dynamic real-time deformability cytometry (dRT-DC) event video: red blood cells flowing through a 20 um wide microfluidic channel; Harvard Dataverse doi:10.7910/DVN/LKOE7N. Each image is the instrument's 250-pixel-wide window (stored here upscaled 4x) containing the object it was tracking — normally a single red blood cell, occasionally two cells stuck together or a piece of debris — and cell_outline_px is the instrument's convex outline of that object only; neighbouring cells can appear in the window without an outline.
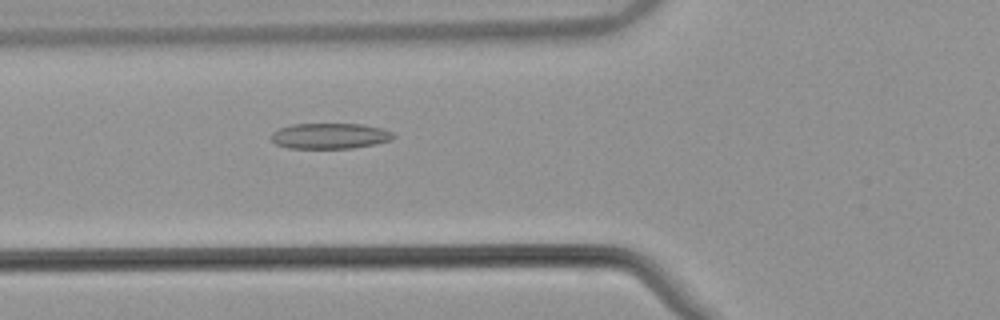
{"species": "common noctule bat (a hibernating species)", "species_latin": "Nyctalus noctula", "temperature_condition": "warm", "stored_images_in_passage": 53, "camera_frame_rate_fps": 3000, "um_per_image_px": 0.085, "animal": {"sex": "male", "body_mass_g": 21.5, "forearm_length_mm": 52.0}, "frame": {"image": 1, "passage_image": 20, "time_ms": 6.333, "image_size_px": [1000, 320], "cell_outline_px": [[396, 136], [392, 140], [376, 144], [352, 148], [288, 148], [276, 144], [268, 136], [272, 132], [280, 128], [292, 124], [360, 124], [384, 128], [392, 132]], "centroid_in_image_um": [28.05, 11.55], "position_along_channel_um": 97.8, "area_um2": 18.44}}
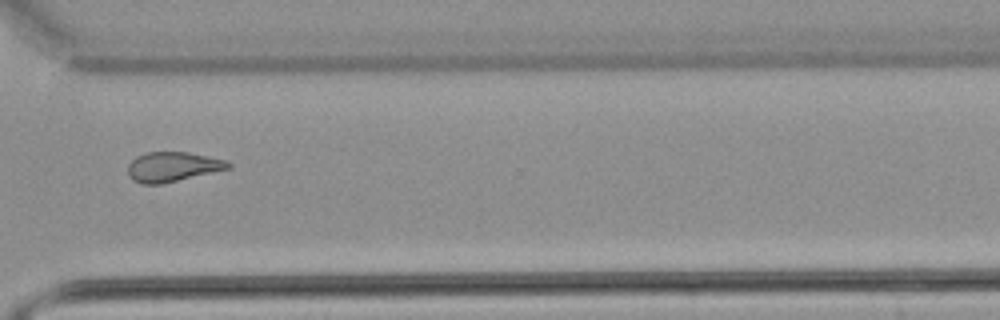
{"frame": {"image": 2, "passage_image": 40, "time_ms": 13.0, "image_size_px": [1000, 320], "cell_outline_px": [[232, 168], [160, 184], [140, 184], [132, 180], [128, 172], [128, 164], [136, 156], [148, 152], [188, 152], [228, 160], [232, 164]], "centroid_in_image_um": [14.69, 14.17], "position_along_channel_um": 355.9, "area_um2": 17.46}}
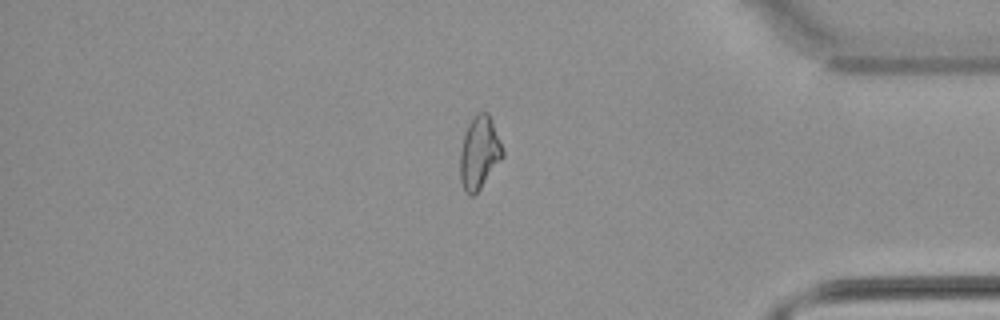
{"frame": {"image": 3, "passage_image": 45, "time_ms": 14.667, "image_size_px": [1000, 320], "cell_outline_px": [[504, 156], [480, 188], [472, 196], [464, 188], [460, 180], [460, 152], [464, 136], [468, 124], [472, 116], [476, 112], [488, 112], [492, 120], [504, 152]], "centroid_in_image_um": [40.74, 12.93], "position_along_channel_um": 394.5, "area_um2": 17.8}, "authors_computed_cell_mechanics": {"area_um2": 18.4382, "velocity_mm_per_s": 3.8699, "shape_relaxation_time_tau1_ms": null, "shape_relaxation_time_tau2_ms": 5.414, "deformation_change_tau1": null, "deformation_change_tau2": 0.158}}